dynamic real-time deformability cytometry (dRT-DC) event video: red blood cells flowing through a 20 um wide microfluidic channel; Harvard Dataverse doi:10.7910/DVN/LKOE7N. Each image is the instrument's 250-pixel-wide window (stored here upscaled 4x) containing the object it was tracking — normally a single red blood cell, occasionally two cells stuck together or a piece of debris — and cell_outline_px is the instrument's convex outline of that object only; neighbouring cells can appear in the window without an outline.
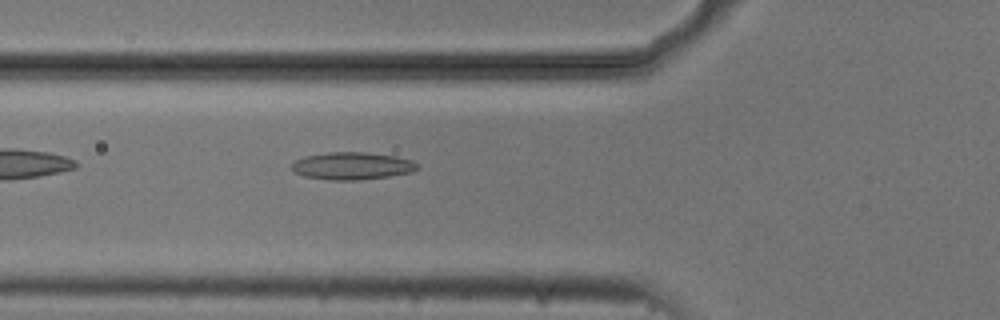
{"species": "common noctule bat (a hibernating species)", "species_latin": "Nyctalus noctula", "temperature_condition": "cold", "stored_images_in_passage": 6, "camera_frame_rate_fps": 3000, "um_per_image_px": 0.085, "animal": {"sex": "male", "body_mass_g": 20.5, "forearm_length_mm": 52.5}, "frame": {"image": 1, "passage_image": 6, "time_ms": 1.667, "image_size_px": [1000, 320], "cell_outline_px": [[420, 168], [412, 172], [388, 176], [360, 180], [332, 180], [304, 176], [296, 172], [292, 168], [292, 164], [296, 160], [304, 156], [328, 152], [364, 152], [396, 156], [412, 160]], "centroid_in_image_um": [29.95, 14.09], "position_along_channel_um": 95.9, "area_um2": 20.0}}